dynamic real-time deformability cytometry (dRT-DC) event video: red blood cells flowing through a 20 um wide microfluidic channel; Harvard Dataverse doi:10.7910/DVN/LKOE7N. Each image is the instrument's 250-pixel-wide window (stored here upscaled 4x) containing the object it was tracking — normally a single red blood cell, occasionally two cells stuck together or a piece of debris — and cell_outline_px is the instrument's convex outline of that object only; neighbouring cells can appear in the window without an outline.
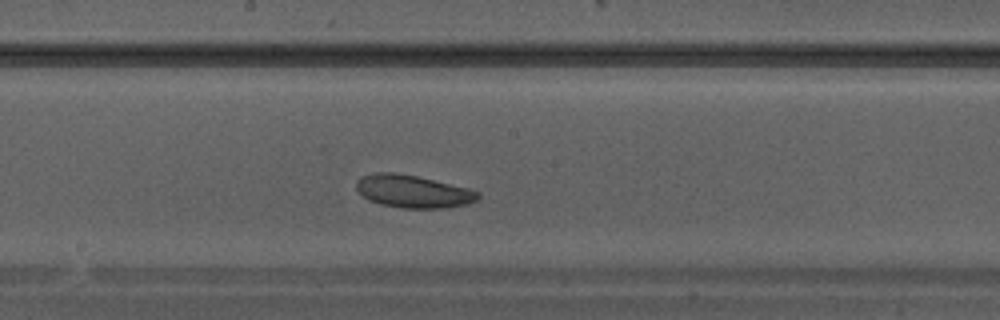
{"species": "Egyptian fruit bat (a non-hibernating species)", "species_latin": "Rousettus aegyptiacus", "temperature_condition": "warm", "stored_images_in_passage": 29, "camera_frame_rate_fps": 3000, "um_per_image_px": 0.085, "animal": {"sex": "male"}, "frame": {"image": 1, "passage_image": 13, "time_ms": 4.0, "image_size_px": [1000, 320], "cell_outline_px": [[480, 196], [476, 200], [468, 204], [444, 208], [400, 208], [380, 204], [368, 200], [356, 188], [356, 180], [360, 176], [376, 172], [392, 172], [416, 176], [472, 188], [480, 192]], "centroid_in_image_um": [35.12, 16.26], "position_along_channel_um": 213.1, "area_um2": 23.41}}